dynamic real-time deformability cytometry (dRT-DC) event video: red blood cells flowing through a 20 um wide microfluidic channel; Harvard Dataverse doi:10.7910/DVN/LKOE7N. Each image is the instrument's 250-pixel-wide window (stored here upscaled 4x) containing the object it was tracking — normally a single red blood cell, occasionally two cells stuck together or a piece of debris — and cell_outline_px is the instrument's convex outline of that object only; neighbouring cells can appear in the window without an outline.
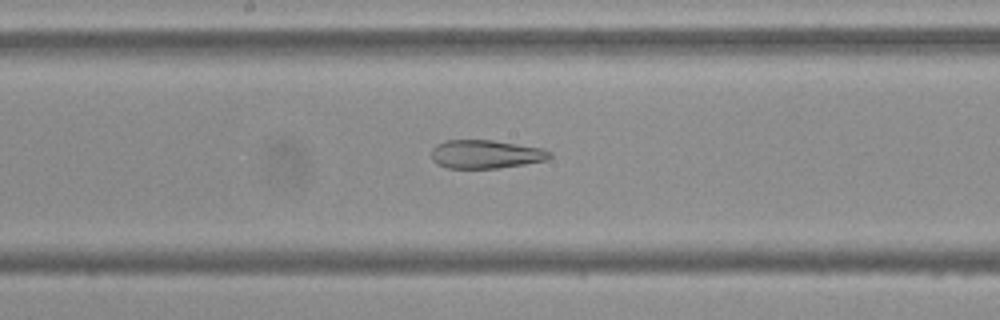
{"species": "Egyptian fruit bat (a non-hibernating species)", "species_latin": "Rousettus aegyptiacus", "temperature_condition": "cold", "stored_images_in_passage": 55, "camera_frame_rate_fps": 3000, "um_per_image_px": 0.085, "frame": {"image": 1, "passage_image": 29, "time_ms": 9.333, "image_size_px": [1000, 320], "cell_outline_px": [[552, 156], [548, 160], [524, 164], [496, 168], [448, 168], [436, 164], [432, 160], [432, 148], [436, 144], [444, 140], [492, 140], [544, 148], [552, 152]], "centroid_in_image_um": [41.3, 13.1], "position_along_channel_um": 206.9, "area_um2": 19.83}}
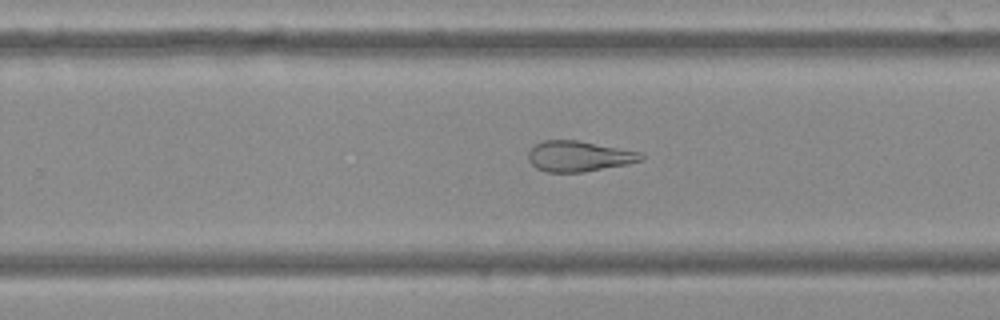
{"frame": {"image": 2, "passage_image": 35, "time_ms": 11.333, "image_size_px": [1000, 320], "cell_outline_px": [[644, 160], [628, 164], [584, 172], [548, 172], [536, 168], [528, 160], [528, 152], [536, 144], [544, 140], [576, 140], [644, 152]], "centroid_in_image_um": [49.25, 13.28], "position_along_channel_um": 280.6, "area_um2": 20.23}}
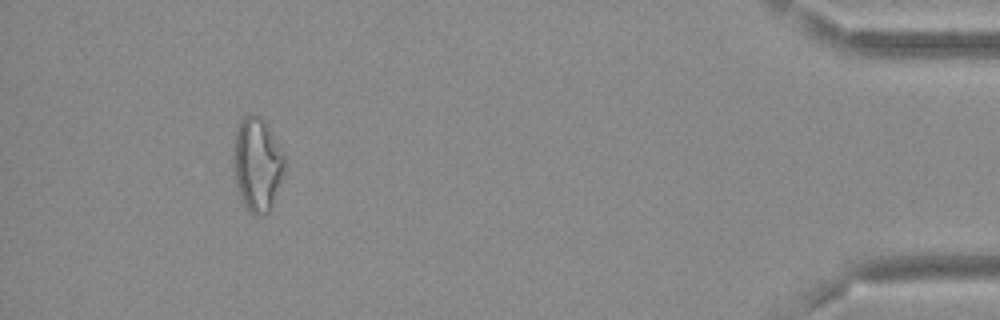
{"frame": {"image": 3, "passage_image": 51, "time_ms": 16.667, "image_size_px": [1000, 320], "cell_outline_px": [[288, 156], [272, 204], [268, 212], [264, 216], [252, 216], [248, 212], [240, 200], [232, 168], [232, 148], [236, 124], [244, 116], [260, 116], [264, 120]], "centroid_in_image_um": [21.83, 13.97], "position_along_channel_um": 413.4, "area_um2": 28.84}, "authors_computed_cell_mechanics": {"area_um2": 26.1834, "velocity_mm_per_s": 3.6915, "shape_relaxation_time_tau1_ms": null, "shape_relaxation_time_tau2_ms": 2.7563, "deformation_change_tau1": null, "deformation_change_tau2": 0.1063}}